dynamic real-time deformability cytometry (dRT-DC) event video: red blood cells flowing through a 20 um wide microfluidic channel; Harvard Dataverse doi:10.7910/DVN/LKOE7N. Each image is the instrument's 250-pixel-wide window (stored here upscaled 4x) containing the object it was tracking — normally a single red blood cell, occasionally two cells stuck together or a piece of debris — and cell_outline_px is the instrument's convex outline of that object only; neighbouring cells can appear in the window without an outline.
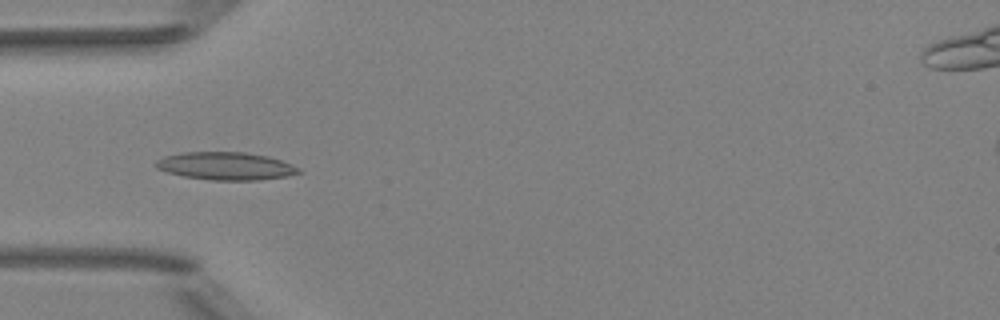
{"species": "Egyptian fruit bat (a non-hibernating species)", "species_latin": "Rousettus aegyptiacus", "temperature_condition": "room temperature", "stored_images_in_passage": 51, "camera_frame_rate_fps": 3000, "um_per_image_px": 0.085, "animal": {"sex": "female"}, "frame": {"image": 1, "passage_image": 16, "time_ms": 5.0, "image_size_px": [1000, 320], "cell_outline_px": [[304, 172], [284, 176], [260, 180], [212, 180], [184, 176], [168, 172], [156, 168], [156, 160], [164, 156], [184, 152], [244, 152], [268, 156], [292, 164], [300, 168]], "centroid_in_image_um": [19.21, 14.11], "position_along_channel_um": 65.8, "area_um2": 23.06}}
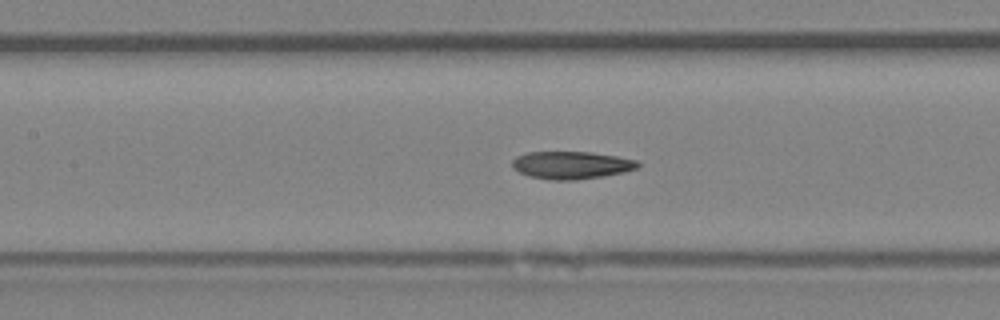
{"frame": {"image": 2, "passage_image": 23, "time_ms": 7.333, "image_size_px": [1000, 320], "cell_outline_px": [[640, 168], [624, 172], [604, 176], [576, 180], [552, 180], [528, 176], [512, 168], [512, 160], [516, 156], [528, 152], [592, 152], [616, 156], [636, 160], [640, 164]], "centroid_in_image_um": [48.57, 14.04], "position_along_channel_um": 158.8, "area_um2": 20.35}}
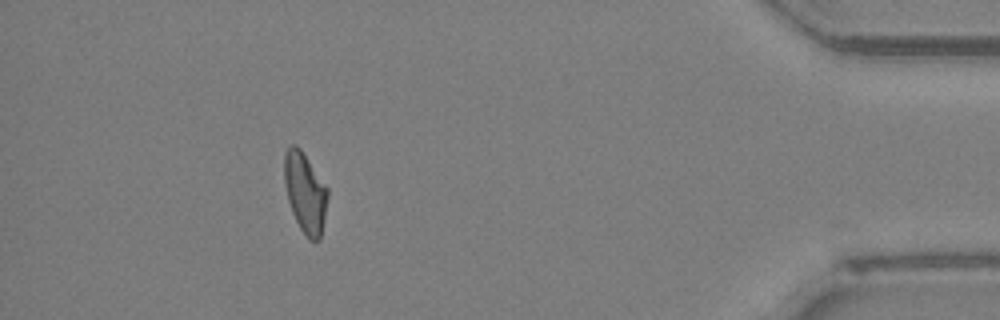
{"frame": {"image": 3, "passage_image": 46, "time_ms": 15.0, "image_size_px": [1000, 320], "cell_outline_px": [[328, 196], [320, 240], [308, 240], [300, 228], [292, 212], [288, 200], [284, 184], [284, 152], [292, 144], [296, 144], [300, 148], [328, 188]], "centroid_in_image_um": [25.92, 16.36], "position_along_channel_um": 409.3, "area_um2": 20.23}, "authors_computed_cell_mechanics": {"area_um2": 20.3456, "velocity_mm_per_s": 4.0174, "shape_relaxation_time_tau1_ms": null, "shape_relaxation_time_tau2_ms": 5.8351, "deformation_change_tau1": null, "deformation_change_tau2": 0.1405}}